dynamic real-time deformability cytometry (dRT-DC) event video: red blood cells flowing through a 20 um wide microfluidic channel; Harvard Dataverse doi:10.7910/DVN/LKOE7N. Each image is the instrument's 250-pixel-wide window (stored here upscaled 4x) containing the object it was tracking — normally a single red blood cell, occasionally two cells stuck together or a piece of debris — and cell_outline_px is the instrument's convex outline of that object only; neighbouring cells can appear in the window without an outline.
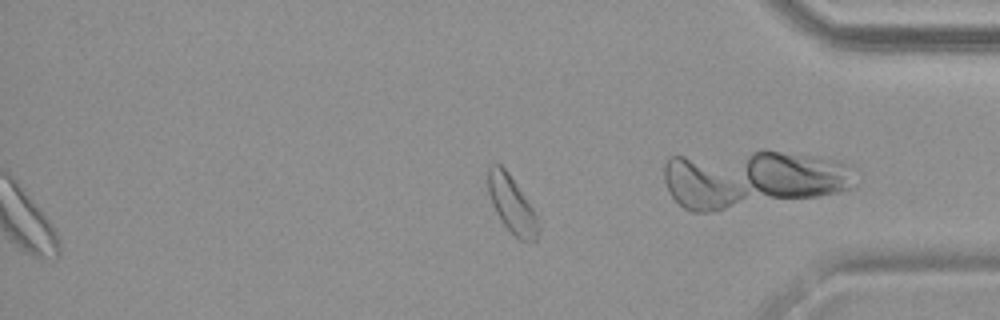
{"species": "common noctule bat (a hibernating species)", "species_latin": "Nyctalus noctula", "temperature_condition": "warm", "stored_images_in_passage": 35, "camera_frame_rate_fps": 3000, "um_per_image_px": 0.085, "animal": {"sex": "female", "body_mass_g": 19.9}, "frame": {"image": 1, "passage_image": 26, "time_ms": 8.333, "image_size_px": [1000, 320], "cell_outline_px": [[540, 232], [536, 240], [528, 244], [520, 240], [500, 220], [492, 204], [488, 192], [488, 164], [500, 164], [508, 172], [540, 220]], "centroid_in_image_um": [43.53, 17.42], "position_along_channel_um": 391.7, "area_um2": 16.76}}